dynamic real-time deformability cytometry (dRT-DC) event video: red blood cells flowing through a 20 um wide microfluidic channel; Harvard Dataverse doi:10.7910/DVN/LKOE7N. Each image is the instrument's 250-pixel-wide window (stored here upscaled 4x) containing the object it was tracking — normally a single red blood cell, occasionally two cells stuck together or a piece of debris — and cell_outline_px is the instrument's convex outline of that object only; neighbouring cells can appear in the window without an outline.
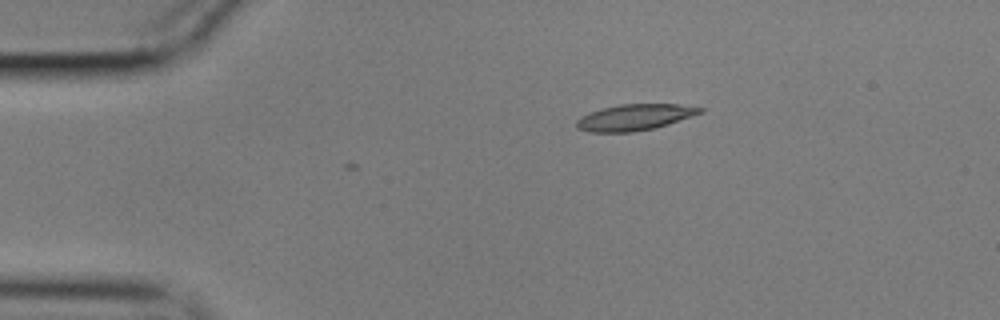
{"species": "common noctule bat (a hibernating species)", "species_latin": "Nyctalus noctula", "temperature_condition": "cold", "stored_images_in_passage": 2, "camera_frame_rate_fps": 3000, "um_per_image_px": 0.085, "animal": {"sex": "male", "body_mass_g": 17.9}, "frame": {"image": 1, "passage_image": 1, "time_ms": 0.0, "image_size_px": [1000, 320], "cell_outline_px": [[704, 112], [656, 128], [632, 132], [588, 132], [576, 128], [576, 120], [580, 116], [604, 108], [620, 104], [676, 104], [704, 108]], "centroid_in_image_um": [53.94, 9.98], "position_along_channel_um": 31.1, "area_um2": 18.79}}